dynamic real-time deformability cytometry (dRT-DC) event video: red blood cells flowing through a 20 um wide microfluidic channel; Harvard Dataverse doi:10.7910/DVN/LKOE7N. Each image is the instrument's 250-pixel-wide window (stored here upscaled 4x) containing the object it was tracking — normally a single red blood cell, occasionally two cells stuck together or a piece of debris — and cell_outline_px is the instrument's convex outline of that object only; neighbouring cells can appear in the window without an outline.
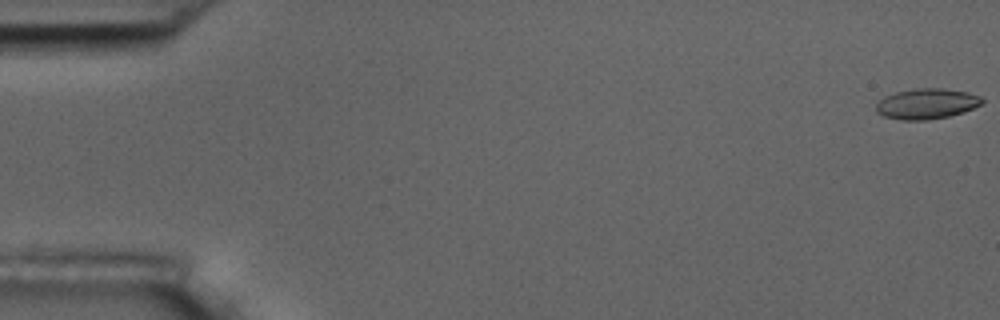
{"species": "common noctule bat (a hibernating species)", "species_latin": "Nyctalus noctula", "temperature_condition": "room temperature", "stored_images_in_passage": 5, "camera_frame_rate_fps": 3000, "um_per_image_px": 0.085, "animal": {"sex": "male", "body_mass_g": 17.5, "forearm_length_mm": 52.3}, "frame": {"image": 1, "passage_image": 1, "time_ms": 0.0, "image_size_px": [1000, 320], "cell_outline_px": [[984, 100], [980, 104], [964, 112], [948, 116], [928, 120], [900, 120], [884, 116], [876, 112], [876, 104], [884, 96], [896, 92], [916, 88], [940, 88], [968, 92], [980, 96]], "centroid_in_image_um": [78.74, 8.82], "position_along_channel_um": 6.3, "area_um2": 18.79}}
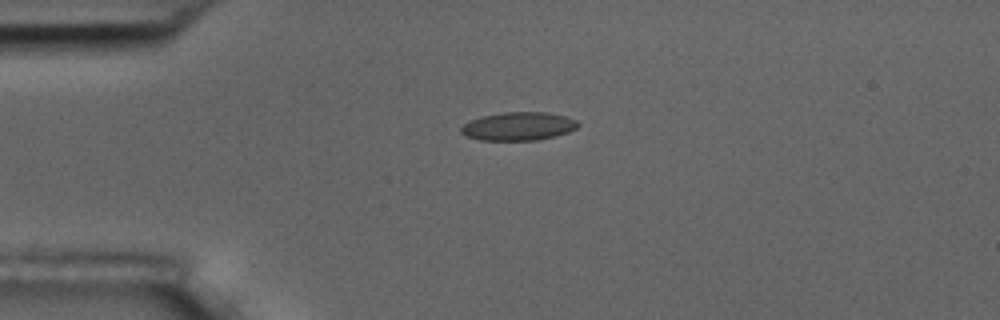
{"frame": {"image": 2, "passage_image": 5, "time_ms": 4.333, "image_size_px": [1000, 320], "cell_outline_px": [[580, 124], [576, 128], [568, 132], [556, 136], [536, 140], [480, 140], [468, 136], [460, 132], [460, 128], [468, 120], [484, 116], [504, 112], [544, 112], [564, 116], [576, 120]], "centroid_in_image_um": [44.06, 10.73], "position_along_channel_um": 40.9, "area_um2": 19.19}}